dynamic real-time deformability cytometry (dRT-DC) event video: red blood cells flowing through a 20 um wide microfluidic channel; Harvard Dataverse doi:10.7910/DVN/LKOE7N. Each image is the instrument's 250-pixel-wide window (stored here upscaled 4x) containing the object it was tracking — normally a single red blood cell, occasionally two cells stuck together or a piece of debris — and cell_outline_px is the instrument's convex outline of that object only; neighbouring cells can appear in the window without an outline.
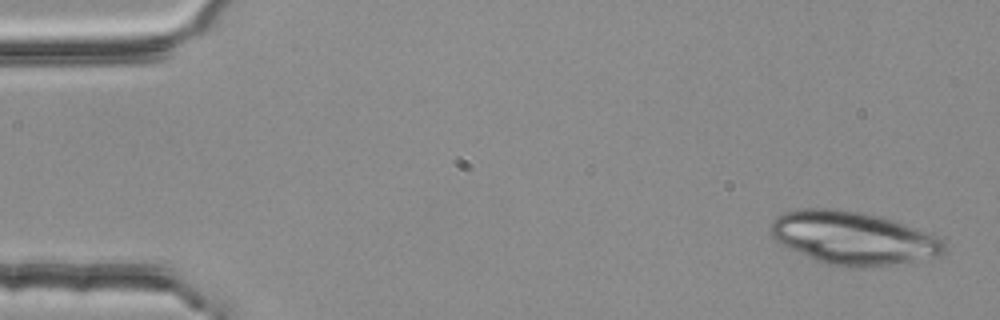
{"species": "common noctule bat (a hibernating species)", "species_latin": "Nyctalus noctula", "temperature_condition": "room temperature", "stored_images_in_passage": 4, "camera_frame_rate_fps": 3000, "um_per_image_px": 0.085, "animal": {"sex": "female", "body_mass_g": 25.1}, "frame": {"image": 1, "passage_image": 1, "time_ms": 0.0, "image_size_px": [1000, 320], "cell_outline_px": [[944, 252], [940, 256], [864, 268], [844, 268], [828, 264], [816, 260], [776, 240], [768, 232], [772, 220], [776, 216], [784, 212], [800, 208], [836, 208], [884, 216], [896, 220], [936, 236], [944, 240]], "centroid_in_image_um": [72.5, 20.21], "position_along_channel_um": 12.5, "area_um2": 53.64}}